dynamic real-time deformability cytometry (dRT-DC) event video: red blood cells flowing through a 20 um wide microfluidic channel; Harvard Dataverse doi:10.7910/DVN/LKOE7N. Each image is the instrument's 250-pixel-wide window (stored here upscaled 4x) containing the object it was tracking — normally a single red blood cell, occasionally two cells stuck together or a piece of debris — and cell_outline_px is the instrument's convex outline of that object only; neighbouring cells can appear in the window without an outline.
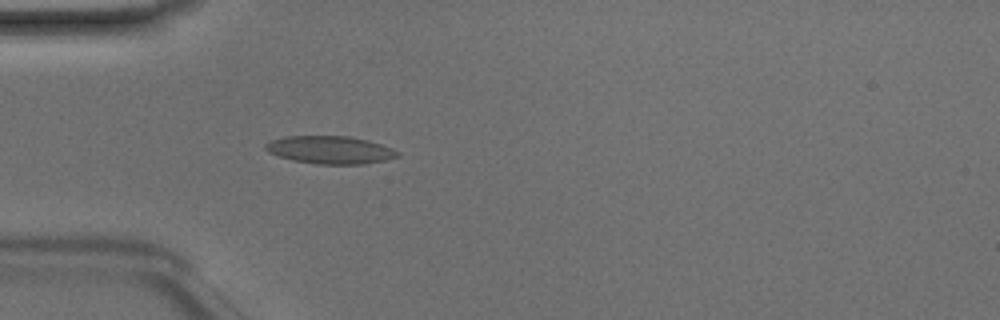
{"species": "Egyptian fruit bat (a non-hibernating species)", "species_latin": "Rousettus aegyptiacus", "temperature_condition": "room temperature", "stored_images_in_passage": 44, "camera_frame_rate_fps": 3000, "um_per_image_px": 0.085, "animal": {"sex": "male"}, "frame": {"image": 1, "passage_image": 10, "time_ms": 3.0, "image_size_px": [1000, 320], "cell_outline_px": [[400, 156], [384, 160], [360, 164], [316, 164], [292, 160], [268, 152], [264, 148], [264, 144], [272, 140], [284, 136], [348, 136], [368, 140], [392, 148], [400, 152]], "centroid_in_image_um": [28.05, 12.73], "position_along_channel_um": 56.9, "area_um2": 21.33}}
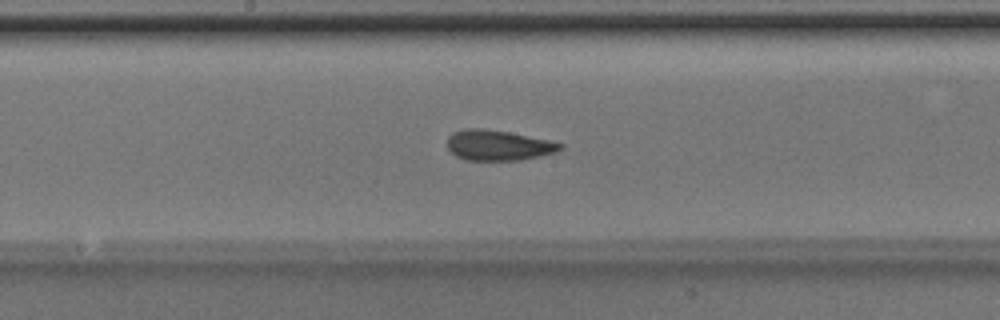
{"frame": {"image": 2, "passage_image": 21, "time_ms": 6.667, "image_size_px": [1000, 320], "cell_outline_px": [[564, 148], [556, 152], [540, 156], [520, 160], [464, 160], [456, 156], [448, 148], [448, 136], [452, 132], [468, 128], [480, 128], [508, 132], [548, 140], [564, 144]], "centroid_in_image_um": [42.35, 12.35], "position_along_channel_um": 205.8, "area_um2": 19.94}}
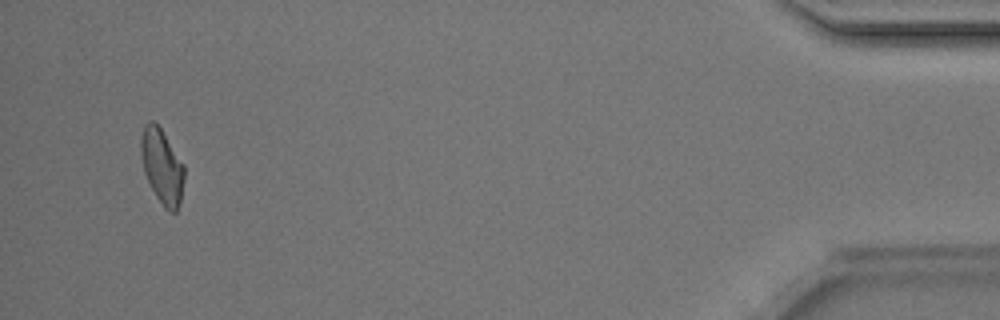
{"frame": {"image": 3, "passage_image": 42, "time_ms": 13.667, "image_size_px": [1000, 320], "cell_outline_px": [[184, 176], [180, 200], [176, 212], [172, 212], [164, 208], [156, 196], [144, 172], [140, 152], [140, 140], [144, 124], [148, 120], [152, 120], [160, 128], [184, 164]], "centroid_in_image_um": [13.75, 14.12], "position_along_channel_um": 421.4, "area_um2": 18.67}, "authors_computed_cell_mechanics": {"area_um2": 19.4786, "velocity_mm_per_s": 4.1997, "shape_relaxation_time_tau1_ms": 3.384, "shape_relaxation_time_tau2_ms": 1.7486, "deformation_change_tau1": 0.132, "deformation_change_tau2": 0.1011}}